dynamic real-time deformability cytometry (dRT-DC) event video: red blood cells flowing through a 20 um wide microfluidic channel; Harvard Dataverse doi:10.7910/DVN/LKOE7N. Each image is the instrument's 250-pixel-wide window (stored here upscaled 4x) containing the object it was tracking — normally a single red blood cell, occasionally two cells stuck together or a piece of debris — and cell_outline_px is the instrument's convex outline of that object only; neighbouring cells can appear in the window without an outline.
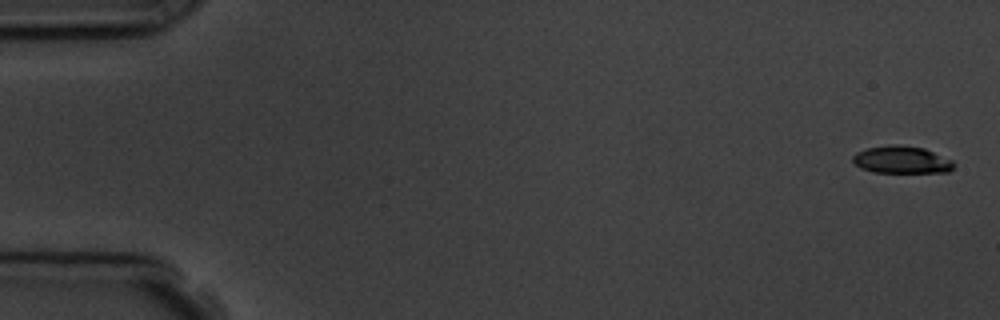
{"species": "common noctule bat (a hibernating species)", "species_latin": "Nyctalus noctula", "temperature_condition": "room temperature", "stored_images_in_passage": 5, "camera_frame_rate_fps": 3000, "um_per_image_px": 0.085, "animal": {"sex": "male", "body_mass_g": 19.5, "forearm_length_mm": 54.6}, "frame": {"image": 1, "passage_image": 1, "time_ms": 0.0, "image_size_px": [1000, 320], "cell_outline_px": [[956, 164], [948, 172], [872, 172], [860, 168], [852, 160], [852, 156], [856, 152], [868, 148], [892, 144], [900, 144], [924, 148], [952, 160]], "centroid_in_image_um": [76.63, 13.57], "position_along_channel_um": 8.4, "area_um2": 16.13}}
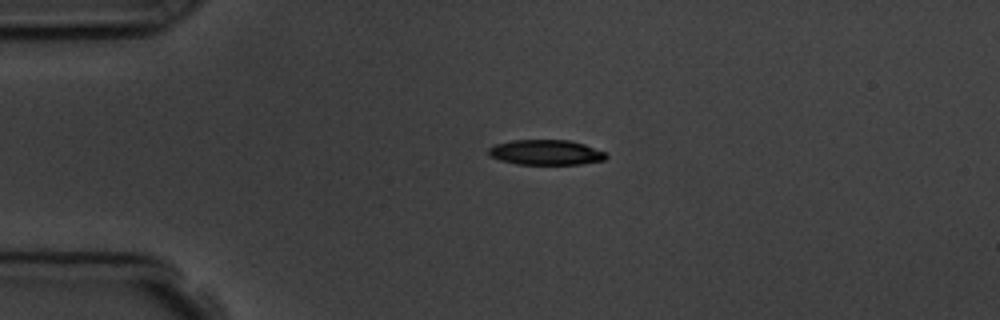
{"frame": {"image": 2, "passage_image": 4, "time_ms": 3.667, "image_size_px": [1000, 320], "cell_outline_px": [[608, 156], [604, 160], [580, 164], [516, 164], [500, 160], [492, 156], [488, 152], [488, 148], [496, 144], [512, 140], [568, 140], [584, 144], [608, 152]], "centroid_in_image_um": [46.44, 12.95], "position_along_channel_um": 38.6, "area_um2": 17.22}}